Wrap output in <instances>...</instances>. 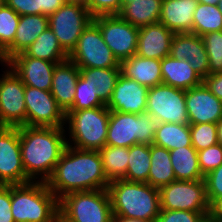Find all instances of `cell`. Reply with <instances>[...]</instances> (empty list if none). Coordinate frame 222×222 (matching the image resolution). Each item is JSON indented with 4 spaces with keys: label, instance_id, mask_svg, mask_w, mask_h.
<instances>
[{
    "label": "cell",
    "instance_id": "cell-37",
    "mask_svg": "<svg viewBox=\"0 0 222 222\" xmlns=\"http://www.w3.org/2000/svg\"><path fill=\"white\" fill-rule=\"evenodd\" d=\"M105 104L97 96L96 86L86 82L81 76L77 81L73 106L69 110L102 107Z\"/></svg>",
    "mask_w": 222,
    "mask_h": 222
},
{
    "label": "cell",
    "instance_id": "cell-55",
    "mask_svg": "<svg viewBox=\"0 0 222 222\" xmlns=\"http://www.w3.org/2000/svg\"><path fill=\"white\" fill-rule=\"evenodd\" d=\"M6 4L5 0H0V8Z\"/></svg>",
    "mask_w": 222,
    "mask_h": 222
},
{
    "label": "cell",
    "instance_id": "cell-10",
    "mask_svg": "<svg viewBox=\"0 0 222 222\" xmlns=\"http://www.w3.org/2000/svg\"><path fill=\"white\" fill-rule=\"evenodd\" d=\"M161 210H185L209 213L204 179L196 181L175 180L159 189Z\"/></svg>",
    "mask_w": 222,
    "mask_h": 222
},
{
    "label": "cell",
    "instance_id": "cell-33",
    "mask_svg": "<svg viewBox=\"0 0 222 222\" xmlns=\"http://www.w3.org/2000/svg\"><path fill=\"white\" fill-rule=\"evenodd\" d=\"M104 173L111 182L116 179H123L127 172L129 148L105 145L99 150Z\"/></svg>",
    "mask_w": 222,
    "mask_h": 222
},
{
    "label": "cell",
    "instance_id": "cell-54",
    "mask_svg": "<svg viewBox=\"0 0 222 222\" xmlns=\"http://www.w3.org/2000/svg\"><path fill=\"white\" fill-rule=\"evenodd\" d=\"M218 7H219L220 11L222 12V0H219Z\"/></svg>",
    "mask_w": 222,
    "mask_h": 222
},
{
    "label": "cell",
    "instance_id": "cell-49",
    "mask_svg": "<svg viewBox=\"0 0 222 222\" xmlns=\"http://www.w3.org/2000/svg\"><path fill=\"white\" fill-rule=\"evenodd\" d=\"M112 222H144L138 219H127V218H113Z\"/></svg>",
    "mask_w": 222,
    "mask_h": 222
},
{
    "label": "cell",
    "instance_id": "cell-45",
    "mask_svg": "<svg viewBox=\"0 0 222 222\" xmlns=\"http://www.w3.org/2000/svg\"><path fill=\"white\" fill-rule=\"evenodd\" d=\"M205 86L220 100H222V72L208 75L203 79Z\"/></svg>",
    "mask_w": 222,
    "mask_h": 222
},
{
    "label": "cell",
    "instance_id": "cell-12",
    "mask_svg": "<svg viewBox=\"0 0 222 222\" xmlns=\"http://www.w3.org/2000/svg\"><path fill=\"white\" fill-rule=\"evenodd\" d=\"M0 75V126H26L25 85L7 65Z\"/></svg>",
    "mask_w": 222,
    "mask_h": 222
},
{
    "label": "cell",
    "instance_id": "cell-40",
    "mask_svg": "<svg viewBox=\"0 0 222 222\" xmlns=\"http://www.w3.org/2000/svg\"><path fill=\"white\" fill-rule=\"evenodd\" d=\"M200 171L206 176L222 164V145L219 143L197 151Z\"/></svg>",
    "mask_w": 222,
    "mask_h": 222
},
{
    "label": "cell",
    "instance_id": "cell-8",
    "mask_svg": "<svg viewBox=\"0 0 222 222\" xmlns=\"http://www.w3.org/2000/svg\"><path fill=\"white\" fill-rule=\"evenodd\" d=\"M68 59L79 68H120V62L106 45L94 21H91L81 33Z\"/></svg>",
    "mask_w": 222,
    "mask_h": 222
},
{
    "label": "cell",
    "instance_id": "cell-9",
    "mask_svg": "<svg viewBox=\"0 0 222 222\" xmlns=\"http://www.w3.org/2000/svg\"><path fill=\"white\" fill-rule=\"evenodd\" d=\"M91 21L93 17L86 6L73 2H66L55 13L48 16L49 28L68 55L75 48L81 33Z\"/></svg>",
    "mask_w": 222,
    "mask_h": 222
},
{
    "label": "cell",
    "instance_id": "cell-18",
    "mask_svg": "<svg viewBox=\"0 0 222 222\" xmlns=\"http://www.w3.org/2000/svg\"><path fill=\"white\" fill-rule=\"evenodd\" d=\"M170 56L177 60H187L202 79L209 75L208 55L201 36L191 32L175 33L171 41Z\"/></svg>",
    "mask_w": 222,
    "mask_h": 222
},
{
    "label": "cell",
    "instance_id": "cell-5",
    "mask_svg": "<svg viewBox=\"0 0 222 222\" xmlns=\"http://www.w3.org/2000/svg\"><path fill=\"white\" fill-rule=\"evenodd\" d=\"M110 110L107 106L68 110L65 131L67 145L83 150L99 151L106 145ZM68 129V130H67Z\"/></svg>",
    "mask_w": 222,
    "mask_h": 222
},
{
    "label": "cell",
    "instance_id": "cell-15",
    "mask_svg": "<svg viewBox=\"0 0 222 222\" xmlns=\"http://www.w3.org/2000/svg\"><path fill=\"white\" fill-rule=\"evenodd\" d=\"M31 182L21 157L19 127L0 126V185Z\"/></svg>",
    "mask_w": 222,
    "mask_h": 222
},
{
    "label": "cell",
    "instance_id": "cell-25",
    "mask_svg": "<svg viewBox=\"0 0 222 222\" xmlns=\"http://www.w3.org/2000/svg\"><path fill=\"white\" fill-rule=\"evenodd\" d=\"M162 84L188 90L203 83V79L187 60H177L170 55L161 60Z\"/></svg>",
    "mask_w": 222,
    "mask_h": 222
},
{
    "label": "cell",
    "instance_id": "cell-23",
    "mask_svg": "<svg viewBox=\"0 0 222 222\" xmlns=\"http://www.w3.org/2000/svg\"><path fill=\"white\" fill-rule=\"evenodd\" d=\"M198 0H163L159 22L175 33H192Z\"/></svg>",
    "mask_w": 222,
    "mask_h": 222
},
{
    "label": "cell",
    "instance_id": "cell-16",
    "mask_svg": "<svg viewBox=\"0 0 222 222\" xmlns=\"http://www.w3.org/2000/svg\"><path fill=\"white\" fill-rule=\"evenodd\" d=\"M185 104L189 124H217L222 118V100L218 99L204 83L185 91Z\"/></svg>",
    "mask_w": 222,
    "mask_h": 222
},
{
    "label": "cell",
    "instance_id": "cell-29",
    "mask_svg": "<svg viewBox=\"0 0 222 222\" xmlns=\"http://www.w3.org/2000/svg\"><path fill=\"white\" fill-rule=\"evenodd\" d=\"M29 57L61 63L68 59V54L60 46L56 35L49 26L24 51Z\"/></svg>",
    "mask_w": 222,
    "mask_h": 222
},
{
    "label": "cell",
    "instance_id": "cell-3",
    "mask_svg": "<svg viewBox=\"0 0 222 222\" xmlns=\"http://www.w3.org/2000/svg\"><path fill=\"white\" fill-rule=\"evenodd\" d=\"M113 218L155 222L160 213L159 189L148 183L116 179L109 183Z\"/></svg>",
    "mask_w": 222,
    "mask_h": 222
},
{
    "label": "cell",
    "instance_id": "cell-35",
    "mask_svg": "<svg viewBox=\"0 0 222 222\" xmlns=\"http://www.w3.org/2000/svg\"><path fill=\"white\" fill-rule=\"evenodd\" d=\"M6 5L11 7L20 16L41 14L49 16L62 7L66 0H5Z\"/></svg>",
    "mask_w": 222,
    "mask_h": 222
},
{
    "label": "cell",
    "instance_id": "cell-17",
    "mask_svg": "<svg viewBox=\"0 0 222 222\" xmlns=\"http://www.w3.org/2000/svg\"><path fill=\"white\" fill-rule=\"evenodd\" d=\"M6 64L25 86L50 91L53 72L57 63L29 57L23 52L12 57Z\"/></svg>",
    "mask_w": 222,
    "mask_h": 222
},
{
    "label": "cell",
    "instance_id": "cell-51",
    "mask_svg": "<svg viewBox=\"0 0 222 222\" xmlns=\"http://www.w3.org/2000/svg\"><path fill=\"white\" fill-rule=\"evenodd\" d=\"M66 1L73 2V3H81V4L85 5L87 0H66Z\"/></svg>",
    "mask_w": 222,
    "mask_h": 222
},
{
    "label": "cell",
    "instance_id": "cell-50",
    "mask_svg": "<svg viewBox=\"0 0 222 222\" xmlns=\"http://www.w3.org/2000/svg\"><path fill=\"white\" fill-rule=\"evenodd\" d=\"M198 2L203 4L218 5L219 0H198Z\"/></svg>",
    "mask_w": 222,
    "mask_h": 222
},
{
    "label": "cell",
    "instance_id": "cell-26",
    "mask_svg": "<svg viewBox=\"0 0 222 222\" xmlns=\"http://www.w3.org/2000/svg\"><path fill=\"white\" fill-rule=\"evenodd\" d=\"M163 0H135L126 4L119 15L135 27L159 22Z\"/></svg>",
    "mask_w": 222,
    "mask_h": 222
},
{
    "label": "cell",
    "instance_id": "cell-47",
    "mask_svg": "<svg viewBox=\"0 0 222 222\" xmlns=\"http://www.w3.org/2000/svg\"><path fill=\"white\" fill-rule=\"evenodd\" d=\"M217 140L222 145V118L217 123Z\"/></svg>",
    "mask_w": 222,
    "mask_h": 222
},
{
    "label": "cell",
    "instance_id": "cell-46",
    "mask_svg": "<svg viewBox=\"0 0 222 222\" xmlns=\"http://www.w3.org/2000/svg\"><path fill=\"white\" fill-rule=\"evenodd\" d=\"M208 216L214 221L222 222V198L216 199L210 205Z\"/></svg>",
    "mask_w": 222,
    "mask_h": 222
},
{
    "label": "cell",
    "instance_id": "cell-44",
    "mask_svg": "<svg viewBox=\"0 0 222 222\" xmlns=\"http://www.w3.org/2000/svg\"><path fill=\"white\" fill-rule=\"evenodd\" d=\"M0 222H15L11 212V185H0Z\"/></svg>",
    "mask_w": 222,
    "mask_h": 222
},
{
    "label": "cell",
    "instance_id": "cell-4",
    "mask_svg": "<svg viewBox=\"0 0 222 222\" xmlns=\"http://www.w3.org/2000/svg\"><path fill=\"white\" fill-rule=\"evenodd\" d=\"M11 212L15 222H52L59 199L46 182L11 185Z\"/></svg>",
    "mask_w": 222,
    "mask_h": 222
},
{
    "label": "cell",
    "instance_id": "cell-21",
    "mask_svg": "<svg viewBox=\"0 0 222 222\" xmlns=\"http://www.w3.org/2000/svg\"><path fill=\"white\" fill-rule=\"evenodd\" d=\"M48 27V16L30 14L20 16L13 43L0 55V64H6L12 57L23 53Z\"/></svg>",
    "mask_w": 222,
    "mask_h": 222
},
{
    "label": "cell",
    "instance_id": "cell-24",
    "mask_svg": "<svg viewBox=\"0 0 222 222\" xmlns=\"http://www.w3.org/2000/svg\"><path fill=\"white\" fill-rule=\"evenodd\" d=\"M121 74L147 88L162 84L161 60L133 55L120 62Z\"/></svg>",
    "mask_w": 222,
    "mask_h": 222
},
{
    "label": "cell",
    "instance_id": "cell-13",
    "mask_svg": "<svg viewBox=\"0 0 222 222\" xmlns=\"http://www.w3.org/2000/svg\"><path fill=\"white\" fill-rule=\"evenodd\" d=\"M93 21L119 62L136 55L138 27L125 21L120 15H101L94 17Z\"/></svg>",
    "mask_w": 222,
    "mask_h": 222
},
{
    "label": "cell",
    "instance_id": "cell-43",
    "mask_svg": "<svg viewBox=\"0 0 222 222\" xmlns=\"http://www.w3.org/2000/svg\"><path fill=\"white\" fill-rule=\"evenodd\" d=\"M206 195L211 205L216 199L222 198V164L204 176Z\"/></svg>",
    "mask_w": 222,
    "mask_h": 222
},
{
    "label": "cell",
    "instance_id": "cell-6",
    "mask_svg": "<svg viewBox=\"0 0 222 222\" xmlns=\"http://www.w3.org/2000/svg\"><path fill=\"white\" fill-rule=\"evenodd\" d=\"M160 121L151 114H133L110 111L106 145L131 147L136 144L153 143Z\"/></svg>",
    "mask_w": 222,
    "mask_h": 222
},
{
    "label": "cell",
    "instance_id": "cell-11",
    "mask_svg": "<svg viewBox=\"0 0 222 222\" xmlns=\"http://www.w3.org/2000/svg\"><path fill=\"white\" fill-rule=\"evenodd\" d=\"M146 113L161 123L189 124L185 90L165 84L148 89Z\"/></svg>",
    "mask_w": 222,
    "mask_h": 222
},
{
    "label": "cell",
    "instance_id": "cell-38",
    "mask_svg": "<svg viewBox=\"0 0 222 222\" xmlns=\"http://www.w3.org/2000/svg\"><path fill=\"white\" fill-rule=\"evenodd\" d=\"M209 62V75L222 72V31L202 36Z\"/></svg>",
    "mask_w": 222,
    "mask_h": 222
},
{
    "label": "cell",
    "instance_id": "cell-7",
    "mask_svg": "<svg viewBox=\"0 0 222 222\" xmlns=\"http://www.w3.org/2000/svg\"><path fill=\"white\" fill-rule=\"evenodd\" d=\"M59 212L71 222H112L107 189L71 192L59 199Z\"/></svg>",
    "mask_w": 222,
    "mask_h": 222
},
{
    "label": "cell",
    "instance_id": "cell-34",
    "mask_svg": "<svg viewBox=\"0 0 222 222\" xmlns=\"http://www.w3.org/2000/svg\"><path fill=\"white\" fill-rule=\"evenodd\" d=\"M222 31V12L218 5L199 3L193 15L192 33L203 36Z\"/></svg>",
    "mask_w": 222,
    "mask_h": 222
},
{
    "label": "cell",
    "instance_id": "cell-14",
    "mask_svg": "<svg viewBox=\"0 0 222 222\" xmlns=\"http://www.w3.org/2000/svg\"><path fill=\"white\" fill-rule=\"evenodd\" d=\"M26 126L65 127L66 113L50 91L25 86Z\"/></svg>",
    "mask_w": 222,
    "mask_h": 222
},
{
    "label": "cell",
    "instance_id": "cell-1",
    "mask_svg": "<svg viewBox=\"0 0 222 222\" xmlns=\"http://www.w3.org/2000/svg\"><path fill=\"white\" fill-rule=\"evenodd\" d=\"M46 183L60 199L71 192L107 189L110 181L104 173L99 151L67 145Z\"/></svg>",
    "mask_w": 222,
    "mask_h": 222
},
{
    "label": "cell",
    "instance_id": "cell-27",
    "mask_svg": "<svg viewBox=\"0 0 222 222\" xmlns=\"http://www.w3.org/2000/svg\"><path fill=\"white\" fill-rule=\"evenodd\" d=\"M170 152V160L176 180L196 181L204 179L193 146L180 147Z\"/></svg>",
    "mask_w": 222,
    "mask_h": 222
},
{
    "label": "cell",
    "instance_id": "cell-53",
    "mask_svg": "<svg viewBox=\"0 0 222 222\" xmlns=\"http://www.w3.org/2000/svg\"><path fill=\"white\" fill-rule=\"evenodd\" d=\"M203 222H217V221L212 220V219L208 216V217H206V218L203 220Z\"/></svg>",
    "mask_w": 222,
    "mask_h": 222
},
{
    "label": "cell",
    "instance_id": "cell-2",
    "mask_svg": "<svg viewBox=\"0 0 222 222\" xmlns=\"http://www.w3.org/2000/svg\"><path fill=\"white\" fill-rule=\"evenodd\" d=\"M65 127L19 126L22 164L31 181L46 182L67 146Z\"/></svg>",
    "mask_w": 222,
    "mask_h": 222
},
{
    "label": "cell",
    "instance_id": "cell-39",
    "mask_svg": "<svg viewBox=\"0 0 222 222\" xmlns=\"http://www.w3.org/2000/svg\"><path fill=\"white\" fill-rule=\"evenodd\" d=\"M191 144L197 150H203L218 143L217 124H190Z\"/></svg>",
    "mask_w": 222,
    "mask_h": 222
},
{
    "label": "cell",
    "instance_id": "cell-42",
    "mask_svg": "<svg viewBox=\"0 0 222 222\" xmlns=\"http://www.w3.org/2000/svg\"><path fill=\"white\" fill-rule=\"evenodd\" d=\"M85 6L93 18L121 12V0H87Z\"/></svg>",
    "mask_w": 222,
    "mask_h": 222
},
{
    "label": "cell",
    "instance_id": "cell-22",
    "mask_svg": "<svg viewBox=\"0 0 222 222\" xmlns=\"http://www.w3.org/2000/svg\"><path fill=\"white\" fill-rule=\"evenodd\" d=\"M79 76L80 68L69 59L55 66L50 92L65 113L73 106Z\"/></svg>",
    "mask_w": 222,
    "mask_h": 222
},
{
    "label": "cell",
    "instance_id": "cell-32",
    "mask_svg": "<svg viewBox=\"0 0 222 222\" xmlns=\"http://www.w3.org/2000/svg\"><path fill=\"white\" fill-rule=\"evenodd\" d=\"M128 167L125 177L129 182L148 183L150 172V145L136 144L129 147Z\"/></svg>",
    "mask_w": 222,
    "mask_h": 222
},
{
    "label": "cell",
    "instance_id": "cell-30",
    "mask_svg": "<svg viewBox=\"0 0 222 222\" xmlns=\"http://www.w3.org/2000/svg\"><path fill=\"white\" fill-rule=\"evenodd\" d=\"M121 68H80V76L96 86L97 96L107 105L110 101Z\"/></svg>",
    "mask_w": 222,
    "mask_h": 222
},
{
    "label": "cell",
    "instance_id": "cell-19",
    "mask_svg": "<svg viewBox=\"0 0 222 222\" xmlns=\"http://www.w3.org/2000/svg\"><path fill=\"white\" fill-rule=\"evenodd\" d=\"M147 87L119 75L112 97L106 105L110 111L142 114L146 112Z\"/></svg>",
    "mask_w": 222,
    "mask_h": 222
},
{
    "label": "cell",
    "instance_id": "cell-41",
    "mask_svg": "<svg viewBox=\"0 0 222 222\" xmlns=\"http://www.w3.org/2000/svg\"><path fill=\"white\" fill-rule=\"evenodd\" d=\"M208 214L185 210H160L155 222H203Z\"/></svg>",
    "mask_w": 222,
    "mask_h": 222
},
{
    "label": "cell",
    "instance_id": "cell-36",
    "mask_svg": "<svg viewBox=\"0 0 222 222\" xmlns=\"http://www.w3.org/2000/svg\"><path fill=\"white\" fill-rule=\"evenodd\" d=\"M20 15L6 4L0 8V55L13 43Z\"/></svg>",
    "mask_w": 222,
    "mask_h": 222
},
{
    "label": "cell",
    "instance_id": "cell-52",
    "mask_svg": "<svg viewBox=\"0 0 222 222\" xmlns=\"http://www.w3.org/2000/svg\"><path fill=\"white\" fill-rule=\"evenodd\" d=\"M133 1H135V0H121V10L126 4H129Z\"/></svg>",
    "mask_w": 222,
    "mask_h": 222
},
{
    "label": "cell",
    "instance_id": "cell-48",
    "mask_svg": "<svg viewBox=\"0 0 222 222\" xmlns=\"http://www.w3.org/2000/svg\"><path fill=\"white\" fill-rule=\"evenodd\" d=\"M52 222H71L70 220H68L64 215H62L60 212H58Z\"/></svg>",
    "mask_w": 222,
    "mask_h": 222
},
{
    "label": "cell",
    "instance_id": "cell-31",
    "mask_svg": "<svg viewBox=\"0 0 222 222\" xmlns=\"http://www.w3.org/2000/svg\"><path fill=\"white\" fill-rule=\"evenodd\" d=\"M153 144L169 151L192 146L190 124L160 123L155 132Z\"/></svg>",
    "mask_w": 222,
    "mask_h": 222
},
{
    "label": "cell",
    "instance_id": "cell-28",
    "mask_svg": "<svg viewBox=\"0 0 222 222\" xmlns=\"http://www.w3.org/2000/svg\"><path fill=\"white\" fill-rule=\"evenodd\" d=\"M150 172L148 184L160 189L176 180L170 160V152L164 147L150 144Z\"/></svg>",
    "mask_w": 222,
    "mask_h": 222
},
{
    "label": "cell",
    "instance_id": "cell-20",
    "mask_svg": "<svg viewBox=\"0 0 222 222\" xmlns=\"http://www.w3.org/2000/svg\"><path fill=\"white\" fill-rule=\"evenodd\" d=\"M174 33L157 22L139 28L136 55L162 60L170 55Z\"/></svg>",
    "mask_w": 222,
    "mask_h": 222
}]
</instances>
